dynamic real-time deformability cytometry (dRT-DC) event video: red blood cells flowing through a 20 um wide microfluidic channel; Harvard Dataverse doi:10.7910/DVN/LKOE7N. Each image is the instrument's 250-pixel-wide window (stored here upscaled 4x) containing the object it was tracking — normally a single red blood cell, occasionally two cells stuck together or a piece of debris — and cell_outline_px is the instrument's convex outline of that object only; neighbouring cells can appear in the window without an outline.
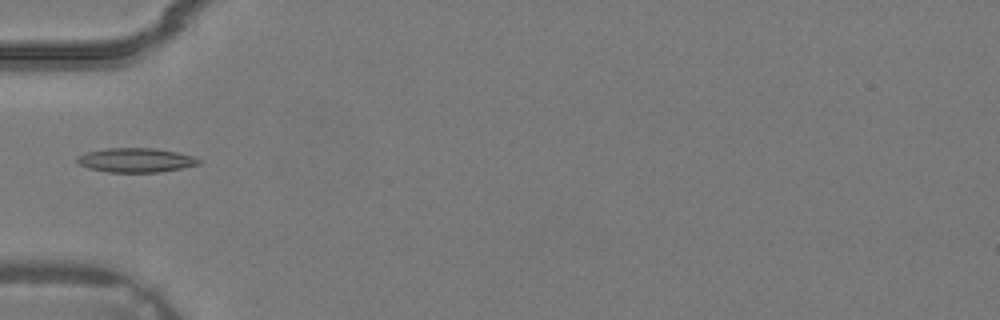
{"species": "common noctule bat (a hibernating species)", "species_latin": "Nyctalus noctula", "temperature_condition": "warm", "stored_images_in_passage": 2, "camera_frame_rate_fps": 3000, "um_per_image_px": 0.085, "animal": {"sex": "male", "body_mass_g": 19.2, "forearm_length_mm": 51.8}, "frame": {"image": 1, "passage_image": 2, "time_ms": 0.333, "image_size_px": [1000, 320], "cell_outline_px": [[204, 160], [200, 164], [160, 172], [108, 172], [88, 168], [80, 164], [76, 160], [76, 156], [88, 152], [108, 148], [156, 148], [196, 156]], "centroid_in_image_um": [11.6, 13.61], "position_along_channel_um": 73.4, "area_um2": 17.28}}